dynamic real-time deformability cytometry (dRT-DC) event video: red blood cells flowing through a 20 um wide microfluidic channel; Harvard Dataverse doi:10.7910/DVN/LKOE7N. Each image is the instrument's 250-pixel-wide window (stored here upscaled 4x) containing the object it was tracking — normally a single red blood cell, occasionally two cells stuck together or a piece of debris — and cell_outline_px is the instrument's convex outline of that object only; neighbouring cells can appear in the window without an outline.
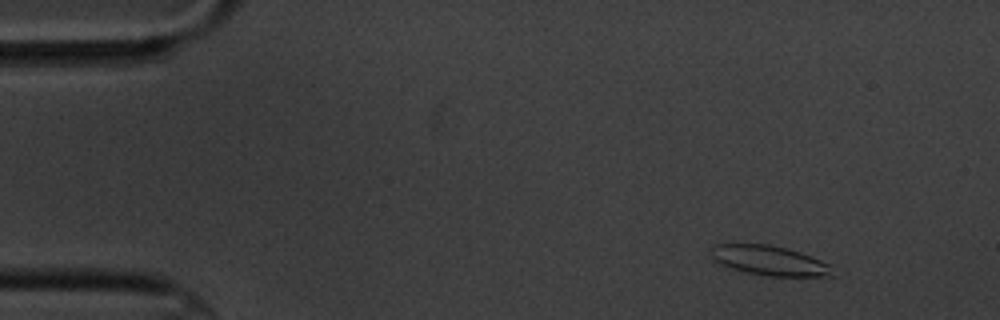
{"species": "common noctule bat (a hibernating species)", "species_latin": "Nyctalus noctula", "temperature_condition": "cold", "stored_images_in_passage": 6, "camera_frame_rate_fps": 3000, "um_per_image_px": 0.085, "animal": {"sex": "male", "body_mass_g": 20.1, "forearm_length_mm": 53.5}, "frame": {"image": 1, "passage_image": 1, "time_ms": 0.0, "image_size_px": [1000, 320], "cell_outline_px": [[832, 276], [764, 276], [744, 272], [720, 264], [712, 256], [712, 244], [768, 244], [800, 252], [812, 256], [828, 264]], "centroid_in_image_um": [65.36, 22.14], "position_along_channel_um": 19.6, "area_um2": 20.75}}
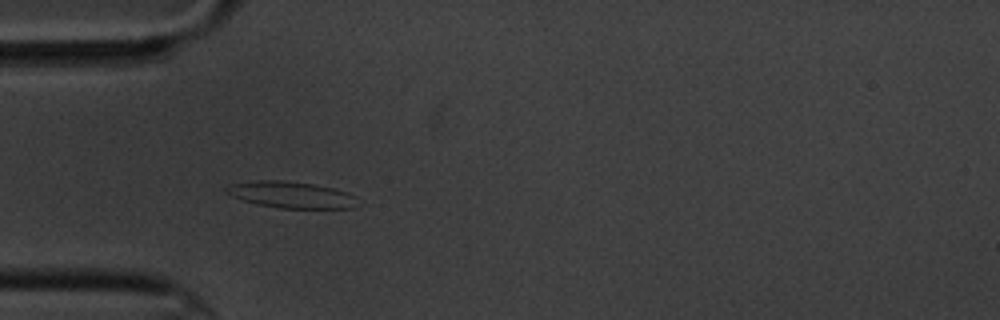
{"frame": {"image": 2, "passage_image": 4, "time_ms": 3.667, "image_size_px": [1000, 320], "cell_outline_px": [[356, 196], [352, 208], [280, 208], [256, 204], [232, 196], [224, 192], [224, 188], [232, 184], [256, 180], [280, 180], [312, 184], [336, 188], [348, 192]], "centroid_in_image_um": [24.72, 16.55], "position_along_channel_um": 60.3, "area_um2": 20.11}}
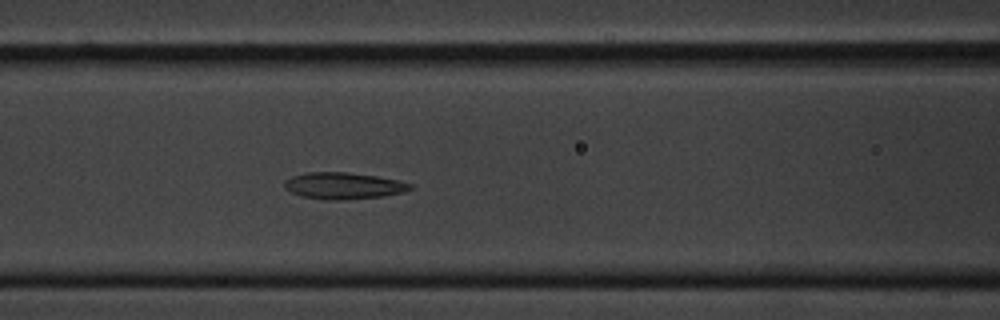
{"frame": {"image": 3, "passage_image": 6, "time_ms": 6.0, "image_size_px": [1000, 320], "cell_outline_px": [[412, 188], [404, 192], [384, 196], [344, 200], [324, 200], [304, 196], [292, 192], [284, 188], [284, 180], [292, 176], [308, 172], [348, 172], [376, 176], [396, 180], [412, 184]], "centroid_in_image_um": [29.18, 15.79], "position_along_channel_um": 137.4, "area_um2": 19.48}}